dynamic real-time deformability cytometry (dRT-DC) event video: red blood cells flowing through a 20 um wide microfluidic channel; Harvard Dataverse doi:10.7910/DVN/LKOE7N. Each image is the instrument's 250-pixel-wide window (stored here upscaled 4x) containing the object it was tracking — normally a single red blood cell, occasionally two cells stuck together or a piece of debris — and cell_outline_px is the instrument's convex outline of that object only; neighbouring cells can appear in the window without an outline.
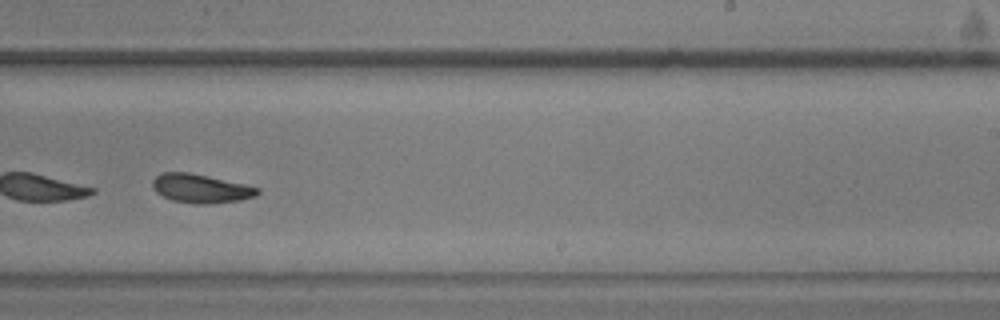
{"species": "common noctule bat (a hibernating species)", "species_latin": "Nyctalus noctula", "temperature_condition": "warm", "stored_images_in_passage": 55, "segment_of_instrument_passage": [2, 2], "camera_frame_rate_fps": 3000, "um_per_image_px": 0.085, "animal": {"sex": "male", "body_mass_g": 20.5, "forearm_length_mm": 52.5}, "frame": {"image": 1, "passage_image": 34, "time_ms": 11.0, "image_size_px": [1000, 320], "cell_outline_px": [[260, 192], [256, 196], [240, 200], [212, 204], [196, 204], [172, 200], [156, 192], [152, 188], [152, 180], [160, 172], [188, 172], [244, 184], [260, 188]], "centroid_in_image_um": [17.05, 16.02], "position_along_channel_um": 271.9, "area_um2": 17.63}}